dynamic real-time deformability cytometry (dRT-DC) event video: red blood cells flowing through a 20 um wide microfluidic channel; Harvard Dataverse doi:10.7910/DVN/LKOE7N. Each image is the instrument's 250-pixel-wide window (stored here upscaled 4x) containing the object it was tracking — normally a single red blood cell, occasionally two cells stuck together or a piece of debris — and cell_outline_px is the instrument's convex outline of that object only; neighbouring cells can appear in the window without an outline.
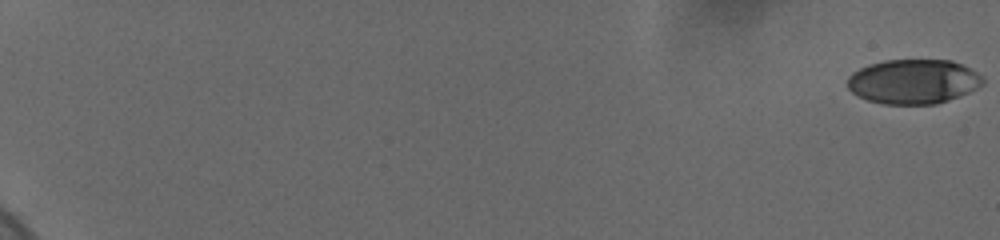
{"species": "human", "species_latin": "Homo sapiens", "temperature_condition": "cold", "stored_images_in_passage": 60, "camera_frame_rate_fps": 3000, "um_per_image_px": 0.085, "donor": {"sex": "female"}, "frame": {"image": 1, "passage_image": 1, "time_ms": 0.0, "image_size_px": [1000, 240], "cell_outline_px": [[984, 84], [968, 92], [948, 100], [936, 104], [884, 104], [868, 100], [852, 92], [848, 88], [848, 76], [852, 72], [860, 68], [884, 60], [952, 60], [976, 72], [984, 80]], "centroid_in_image_um": [77.62, 6.93], "position_along_channel_um": 7.4, "area_um2": 34.85}}
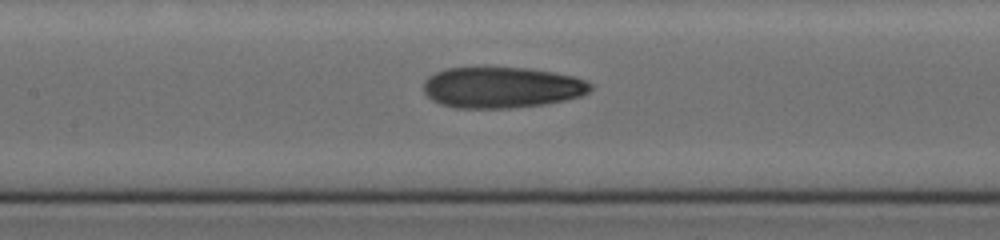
{"frame": {"image": 2, "passage_image": 33, "time_ms": 10.667, "image_size_px": [1000, 240], "cell_outline_px": [[592, 88], [588, 92], [580, 96], [564, 100], [544, 104], [512, 108], [456, 108], [440, 104], [432, 100], [424, 92], [424, 80], [428, 76], [436, 72], [448, 68], [528, 68], [556, 72], [572, 76], [584, 80], [592, 84]], "centroid_in_image_um": [42.64, 7.44], "position_along_channel_um": 164.8, "area_um2": 39.88}}
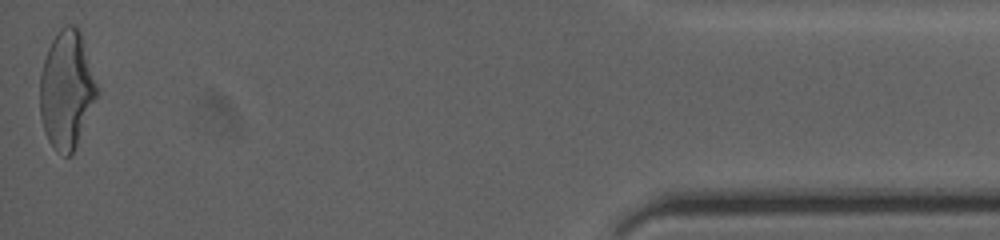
{"frame": {"image": 3, "passage_image": 60, "time_ms": 19.667, "image_size_px": [1000, 240], "cell_outline_px": [[96, 96], [72, 156], [64, 156], [48, 140], [44, 132], [40, 116], [40, 76], [44, 60], [48, 48], [52, 40], [60, 28], [64, 24], [76, 24], [80, 32], [96, 84]], "centroid_in_image_um": [5.62, 7.61], "position_along_channel_um": 429.6, "area_um2": 38.38}, "authors_computed_cell_mechanics": {"area_um2": 38.4081, "velocity_mm_per_s": 3.6906, "shape_relaxation_time_tau1_ms": 5.8738, "shape_relaxation_time_tau2_ms": 1.4866, "deformation_change_tau1": 0.2019, "deformation_change_tau2": 0.086}}